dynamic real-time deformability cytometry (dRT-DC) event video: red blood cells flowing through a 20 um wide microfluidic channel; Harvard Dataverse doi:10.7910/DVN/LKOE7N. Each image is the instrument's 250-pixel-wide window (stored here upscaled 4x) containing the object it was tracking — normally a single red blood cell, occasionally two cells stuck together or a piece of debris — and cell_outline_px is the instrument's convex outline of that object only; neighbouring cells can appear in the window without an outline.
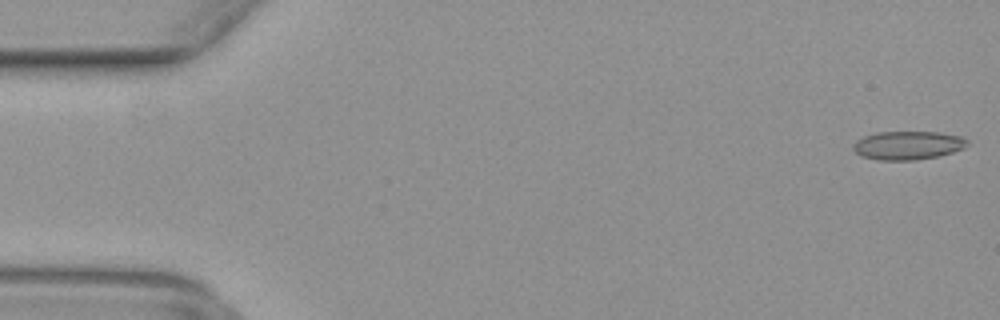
{"species": "common noctule bat (a hibernating species)", "species_latin": "Nyctalus noctula", "temperature_condition": "warm", "stored_images_in_passage": 49, "camera_frame_rate_fps": 3000, "um_per_image_px": 0.085, "animal": {"sex": "female", "body_mass_g": 29.2, "forearm_length_mm": 56.3}, "frame": {"image": 1, "passage_image": 1, "time_ms": 0.0, "image_size_px": [1000, 320], "cell_outline_px": [[968, 144], [964, 148], [952, 152], [936, 156], [916, 160], [880, 160], [860, 156], [852, 148], [852, 144], [856, 140], [864, 136], [876, 132], [940, 132], [964, 136], [968, 140]], "centroid_in_image_um": [77.17, 12.34], "position_along_channel_um": 7.8, "area_um2": 19.13}}
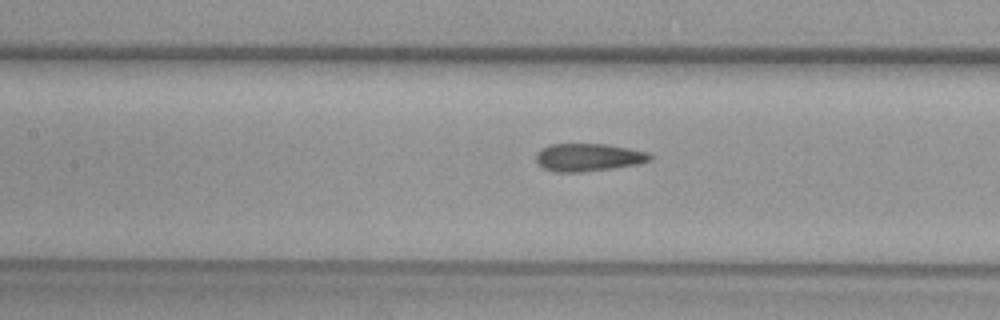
{"frame": {"image": 2, "passage_image": 22, "time_ms": 7.0, "image_size_px": [1000, 320], "cell_outline_px": [[652, 160], [640, 164], [612, 168], [580, 172], [556, 172], [544, 168], [536, 160], [536, 152], [552, 144], [608, 144], [648, 152], [652, 156]], "centroid_in_image_um": [50.05, 13.37], "position_along_channel_um": 157.4, "area_um2": 18.38}}
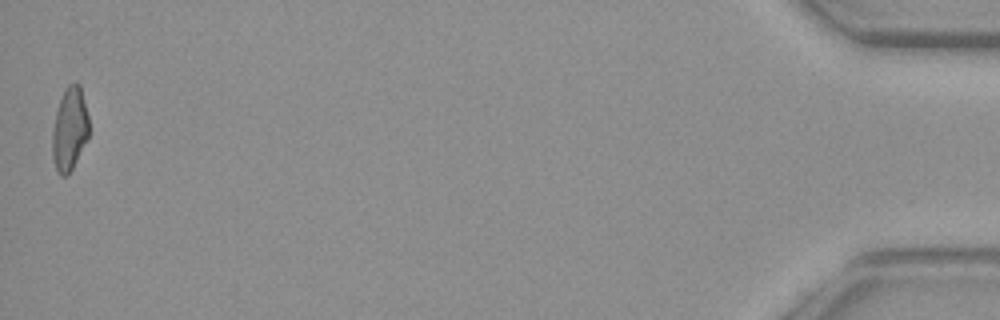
{"frame": {"image": 3, "passage_image": 49, "time_ms": 16.0, "image_size_px": [1000, 320], "cell_outline_px": [[88, 140], [68, 176], [60, 176], [56, 168], [52, 156], [52, 132], [56, 112], [60, 100], [68, 84], [72, 80], [76, 80], [80, 84], [88, 116]], "centroid_in_image_um": [5.92, 10.97], "position_along_channel_um": 429.3, "area_um2": 17.92}}